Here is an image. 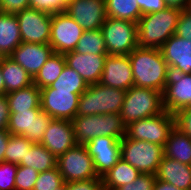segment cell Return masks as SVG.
<instances>
[{"mask_svg": "<svg viewBox=\"0 0 191 190\" xmlns=\"http://www.w3.org/2000/svg\"><path fill=\"white\" fill-rule=\"evenodd\" d=\"M163 111L162 92L132 86L126 91L120 115L127 126L137 120L156 116Z\"/></svg>", "mask_w": 191, "mask_h": 190, "instance_id": "cell-4", "label": "cell"}, {"mask_svg": "<svg viewBox=\"0 0 191 190\" xmlns=\"http://www.w3.org/2000/svg\"><path fill=\"white\" fill-rule=\"evenodd\" d=\"M140 172L120 158L105 175L102 176L104 190H115L122 185L134 182Z\"/></svg>", "mask_w": 191, "mask_h": 190, "instance_id": "cell-27", "label": "cell"}, {"mask_svg": "<svg viewBox=\"0 0 191 190\" xmlns=\"http://www.w3.org/2000/svg\"><path fill=\"white\" fill-rule=\"evenodd\" d=\"M125 94L121 89L91 84L79 97L77 115L120 113Z\"/></svg>", "mask_w": 191, "mask_h": 190, "instance_id": "cell-5", "label": "cell"}, {"mask_svg": "<svg viewBox=\"0 0 191 190\" xmlns=\"http://www.w3.org/2000/svg\"><path fill=\"white\" fill-rule=\"evenodd\" d=\"M107 55L70 51L64 54V58L66 65L77 71L86 83L91 85L100 82Z\"/></svg>", "mask_w": 191, "mask_h": 190, "instance_id": "cell-20", "label": "cell"}, {"mask_svg": "<svg viewBox=\"0 0 191 190\" xmlns=\"http://www.w3.org/2000/svg\"><path fill=\"white\" fill-rule=\"evenodd\" d=\"M120 141L115 137L98 136L84 145L93 158L99 177L105 175L121 158Z\"/></svg>", "mask_w": 191, "mask_h": 190, "instance_id": "cell-15", "label": "cell"}, {"mask_svg": "<svg viewBox=\"0 0 191 190\" xmlns=\"http://www.w3.org/2000/svg\"><path fill=\"white\" fill-rule=\"evenodd\" d=\"M134 86L164 92L170 70L160 49L137 46L129 55Z\"/></svg>", "mask_w": 191, "mask_h": 190, "instance_id": "cell-1", "label": "cell"}, {"mask_svg": "<svg viewBox=\"0 0 191 190\" xmlns=\"http://www.w3.org/2000/svg\"><path fill=\"white\" fill-rule=\"evenodd\" d=\"M30 7L29 0H1L0 2V12L16 14L26 8Z\"/></svg>", "mask_w": 191, "mask_h": 190, "instance_id": "cell-42", "label": "cell"}, {"mask_svg": "<svg viewBox=\"0 0 191 190\" xmlns=\"http://www.w3.org/2000/svg\"><path fill=\"white\" fill-rule=\"evenodd\" d=\"M32 144L33 142L27 140L24 136L10 135L4 153V162L19 165L22 160H25V155L30 150Z\"/></svg>", "mask_w": 191, "mask_h": 190, "instance_id": "cell-33", "label": "cell"}, {"mask_svg": "<svg viewBox=\"0 0 191 190\" xmlns=\"http://www.w3.org/2000/svg\"><path fill=\"white\" fill-rule=\"evenodd\" d=\"M0 65L5 84V94L33 84V78L28 74V72L9 56L3 57Z\"/></svg>", "mask_w": 191, "mask_h": 190, "instance_id": "cell-24", "label": "cell"}, {"mask_svg": "<svg viewBox=\"0 0 191 190\" xmlns=\"http://www.w3.org/2000/svg\"><path fill=\"white\" fill-rule=\"evenodd\" d=\"M162 96L164 110L171 114L191 107V74L170 73Z\"/></svg>", "mask_w": 191, "mask_h": 190, "instance_id": "cell-16", "label": "cell"}, {"mask_svg": "<svg viewBox=\"0 0 191 190\" xmlns=\"http://www.w3.org/2000/svg\"><path fill=\"white\" fill-rule=\"evenodd\" d=\"M181 12V9L167 7L160 12L142 15L137 23L138 46L160 49L175 35Z\"/></svg>", "mask_w": 191, "mask_h": 190, "instance_id": "cell-2", "label": "cell"}, {"mask_svg": "<svg viewBox=\"0 0 191 190\" xmlns=\"http://www.w3.org/2000/svg\"><path fill=\"white\" fill-rule=\"evenodd\" d=\"M3 55L0 53V63H1V61H2V59H3Z\"/></svg>", "mask_w": 191, "mask_h": 190, "instance_id": "cell-52", "label": "cell"}, {"mask_svg": "<svg viewBox=\"0 0 191 190\" xmlns=\"http://www.w3.org/2000/svg\"><path fill=\"white\" fill-rule=\"evenodd\" d=\"M99 83L124 91L134 86L128 55H107Z\"/></svg>", "mask_w": 191, "mask_h": 190, "instance_id": "cell-17", "label": "cell"}, {"mask_svg": "<svg viewBox=\"0 0 191 190\" xmlns=\"http://www.w3.org/2000/svg\"><path fill=\"white\" fill-rule=\"evenodd\" d=\"M88 86L89 85L77 71L65 65L57 80L45 88H53L55 90H64L75 94H82Z\"/></svg>", "mask_w": 191, "mask_h": 190, "instance_id": "cell-31", "label": "cell"}, {"mask_svg": "<svg viewBox=\"0 0 191 190\" xmlns=\"http://www.w3.org/2000/svg\"><path fill=\"white\" fill-rule=\"evenodd\" d=\"M40 143L56 157L65 153L77 144L72 122L52 119Z\"/></svg>", "mask_w": 191, "mask_h": 190, "instance_id": "cell-19", "label": "cell"}, {"mask_svg": "<svg viewBox=\"0 0 191 190\" xmlns=\"http://www.w3.org/2000/svg\"><path fill=\"white\" fill-rule=\"evenodd\" d=\"M74 51L83 54H108L101 29L83 31Z\"/></svg>", "mask_w": 191, "mask_h": 190, "instance_id": "cell-32", "label": "cell"}, {"mask_svg": "<svg viewBox=\"0 0 191 190\" xmlns=\"http://www.w3.org/2000/svg\"><path fill=\"white\" fill-rule=\"evenodd\" d=\"M5 94V84H4V79L1 73V65H0V95Z\"/></svg>", "mask_w": 191, "mask_h": 190, "instance_id": "cell-48", "label": "cell"}, {"mask_svg": "<svg viewBox=\"0 0 191 190\" xmlns=\"http://www.w3.org/2000/svg\"><path fill=\"white\" fill-rule=\"evenodd\" d=\"M10 117L9 105L6 94L0 95V130H7Z\"/></svg>", "mask_w": 191, "mask_h": 190, "instance_id": "cell-44", "label": "cell"}, {"mask_svg": "<svg viewBox=\"0 0 191 190\" xmlns=\"http://www.w3.org/2000/svg\"><path fill=\"white\" fill-rule=\"evenodd\" d=\"M185 11H187L189 14H191V0L188 1Z\"/></svg>", "mask_w": 191, "mask_h": 190, "instance_id": "cell-49", "label": "cell"}, {"mask_svg": "<svg viewBox=\"0 0 191 190\" xmlns=\"http://www.w3.org/2000/svg\"><path fill=\"white\" fill-rule=\"evenodd\" d=\"M174 126V114L164 110L156 116L140 119L127 125L126 136L131 139L165 146Z\"/></svg>", "mask_w": 191, "mask_h": 190, "instance_id": "cell-8", "label": "cell"}, {"mask_svg": "<svg viewBox=\"0 0 191 190\" xmlns=\"http://www.w3.org/2000/svg\"><path fill=\"white\" fill-rule=\"evenodd\" d=\"M189 0H165L167 7L185 10Z\"/></svg>", "mask_w": 191, "mask_h": 190, "instance_id": "cell-46", "label": "cell"}, {"mask_svg": "<svg viewBox=\"0 0 191 190\" xmlns=\"http://www.w3.org/2000/svg\"><path fill=\"white\" fill-rule=\"evenodd\" d=\"M175 35L191 40V14L182 10L176 26Z\"/></svg>", "mask_w": 191, "mask_h": 190, "instance_id": "cell-41", "label": "cell"}, {"mask_svg": "<svg viewBox=\"0 0 191 190\" xmlns=\"http://www.w3.org/2000/svg\"><path fill=\"white\" fill-rule=\"evenodd\" d=\"M65 12L84 31L100 29L107 18L105 0H71Z\"/></svg>", "mask_w": 191, "mask_h": 190, "instance_id": "cell-14", "label": "cell"}, {"mask_svg": "<svg viewBox=\"0 0 191 190\" xmlns=\"http://www.w3.org/2000/svg\"><path fill=\"white\" fill-rule=\"evenodd\" d=\"M107 17L138 23L142 16L139 0H105Z\"/></svg>", "mask_w": 191, "mask_h": 190, "instance_id": "cell-30", "label": "cell"}, {"mask_svg": "<svg viewBox=\"0 0 191 190\" xmlns=\"http://www.w3.org/2000/svg\"><path fill=\"white\" fill-rule=\"evenodd\" d=\"M53 53L54 50L49 44L21 42L9 57L34 78Z\"/></svg>", "mask_w": 191, "mask_h": 190, "instance_id": "cell-21", "label": "cell"}, {"mask_svg": "<svg viewBox=\"0 0 191 190\" xmlns=\"http://www.w3.org/2000/svg\"><path fill=\"white\" fill-rule=\"evenodd\" d=\"M156 181L154 174L138 175L134 182L120 186L115 190H153Z\"/></svg>", "mask_w": 191, "mask_h": 190, "instance_id": "cell-37", "label": "cell"}, {"mask_svg": "<svg viewBox=\"0 0 191 190\" xmlns=\"http://www.w3.org/2000/svg\"><path fill=\"white\" fill-rule=\"evenodd\" d=\"M57 167L65 183L102 178L96 173L93 158L84 145L76 144L57 157Z\"/></svg>", "mask_w": 191, "mask_h": 190, "instance_id": "cell-9", "label": "cell"}, {"mask_svg": "<svg viewBox=\"0 0 191 190\" xmlns=\"http://www.w3.org/2000/svg\"><path fill=\"white\" fill-rule=\"evenodd\" d=\"M52 118L41 109L10 113L7 130L11 135L24 136L33 143H40Z\"/></svg>", "mask_w": 191, "mask_h": 190, "instance_id": "cell-10", "label": "cell"}, {"mask_svg": "<svg viewBox=\"0 0 191 190\" xmlns=\"http://www.w3.org/2000/svg\"><path fill=\"white\" fill-rule=\"evenodd\" d=\"M19 165L31 167L40 173L57 167V157L41 143H33Z\"/></svg>", "mask_w": 191, "mask_h": 190, "instance_id": "cell-28", "label": "cell"}, {"mask_svg": "<svg viewBox=\"0 0 191 190\" xmlns=\"http://www.w3.org/2000/svg\"><path fill=\"white\" fill-rule=\"evenodd\" d=\"M160 51L170 73L191 74V40L172 35Z\"/></svg>", "mask_w": 191, "mask_h": 190, "instance_id": "cell-18", "label": "cell"}, {"mask_svg": "<svg viewBox=\"0 0 191 190\" xmlns=\"http://www.w3.org/2000/svg\"><path fill=\"white\" fill-rule=\"evenodd\" d=\"M121 158L142 174H156L164 156V146L125 136L120 141Z\"/></svg>", "mask_w": 191, "mask_h": 190, "instance_id": "cell-6", "label": "cell"}, {"mask_svg": "<svg viewBox=\"0 0 191 190\" xmlns=\"http://www.w3.org/2000/svg\"><path fill=\"white\" fill-rule=\"evenodd\" d=\"M10 113L41 109L40 89L33 83L27 87L6 94Z\"/></svg>", "mask_w": 191, "mask_h": 190, "instance_id": "cell-26", "label": "cell"}, {"mask_svg": "<svg viewBox=\"0 0 191 190\" xmlns=\"http://www.w3.org/2000/svg\"><path fill=\"white\" fill-rule=\"evenodd\" d=\"M55 190H67L66 189V183L64 182L59 188H57Z\"/></svg>", "mask_w": 191, "mask_h": 190, "instance_id": "cell-50", "label": "cell"}, {"mask_svg": "<svg viewBox=\"0 0 191 190\" xmlns=\"http://www.w3.org/2000/svg\"><path fill=\"white\" fill-rule=\"evenodd\" d=\"M164 156L191 165V138L174 126L166 140Z\"/></svg>", "mask_w": 191, "mask_h": 190, "instance_id": "cell-25", "label": "cell"}, {"mask_svg": "<svg viewBox=\"0 0 191 190\" xmlns=\"http://www.w3.org/2000/svg\"><path fill=\"white\" fill-rule=\"evenodd\" d=\"M29 1H30V8H34L39 11L47 12L49 14L65 12V6L60 2V0H29Z\"/></svg>", "mask_w": 191, "mask_h": 190, "instance_id": "cell-39", "label": "cell"}, {"mask_svg": "<svg viewBox=\"0 0 191 190\" xmlns=\"http://www.w3.org/2000/svg\"><path fill=\"white\" fill-rule=\"evenodd\" d=\"M83 31L66 12L52 14L49 45L55 53L65 54L74 51Z\"/></svg>", "mask_w": 191, "mask_h": 190, "instance_id": "cell-12", "label": "cell"}, {"mask_svg": "<svg viewBox=\"0 0 191 190\" xmlns=\"http://www.w3.org/2000/svg\"><path fill=\"white\" fill-rule=\"evenodd\" d=\"M15 15L19 23L22 42L49 44L52 14L29 7Z\"/></svg>", "mask_w": 191, "mask_h": 190, "instance_id": "cell-11", "label": "cell"}, {"mask_svg": "<svg viewBox=\"0 0 191 190\" xmlns=\"http://www.w3.org/2000/svg\"><path fill=\"white\" fill-rule=\"evenodd\" d=\"M139 8L142 15L165 10L167 5L165 0H139Z\"/></svg>", "mask_w": 191, "mask_h": 190, "instance_id": "cell-43", "label": "cell"}, {"mask_svg": "<svg viewBox=\"0 0 191 190\" xmlns=\"http://www.w3.org/2000/svg\"><path fill=\"white\" fill-rule=\"evenodd\" d=\"M22 42L17 16L0 12V53L8 57Z\"/></svg>", "mask_w": 191, "mask_h": 190, "instance_id": "cell-23", "label": "cell"}, {"mask_svg": "<svg viewBox=\"0 0 191 190\" xmlns=\"http://www.w3.org/2000/svg\"><path fill=\"white\" fill-rule=\"evenodd\" d=\"M8 130H0V163L4 162V153L10 137Z\"/></svg>", "mask_w": 191, "mask_h": 190, "instance_id": "cell-45", "label": "cell"}, {"mask_svg": "<svg viewBox=\"0 0 191 190\" xmlns=\"http://www.w3.org/2000/svg\"><path fill=\"white\" fill-rule=\"evenodd\" d=\"M39 172L31 167L18 165L15 177V190H33Z\"/></svg>", "mask_w": 191, "mask_h": 190, "instance_id": "cell-35", "label": "cell"}, {"mask_svg": "<svg viewBox=\"0 0 191 190\" xmlns=\"http://www.w3.org/2000/svg\"><path fill=\"white\" fill-rule=\"evenodd\" d=\"M64 183L58 167L40 172L33 190H55Z\"/></svg>", "mask_w": 191, "mask_h": 190, "instance_id": "cell-34", "label": "cell"}, {"mask_svg": "<svg viewBox=\"0 0 191 190\" xmlns=\"http://www.w3.org/2000/svg\"><path fill=\"white\" fill-rule=\"evenodd\" d=\"M65 65L64 54L54 52L33 78V83L39 89L50 86L57 80Z\"/></svg>", "mask_w": 191, "mask_h": 190, "instance_id": "cell-29", "label": "cell"}, {"mask_svg": "<svg viewBox=\"0 0 191 190\" xmlns=\"http://www.w3.org/2000/svg\"><path fill=\"white\" fill-rule=\"evenodd\" d=\"M175 127L191 138V107H186L174 113Z\"/></svg>", "mask_w": 191, "mask_h": 190, "instance_id": "cell-38", "label": "cell"}, {"mask_svg": "<svg viewBox=\"0 0 191 190\" xmlns=\"http://www.w3.org/2000/svg\"><path fill=\"white\" fill-rule=\"evenodd\" d=\"M100 29L108 55H129L138 46L136 22L107 17Z\"/></svg>", "mask_w": 191, "mask_h": 190, "instance_id": "cell-7", "label": "cell"}, {"mask_svg": "<svg viewBox=\"0 0 191 190\" xmlns=\"http://www.w3.org/2000/svg\"><path fill=\"white\" fill-rule=\"evenodd\" d=\"M67 190H104L102 178L66 183Z\"/></svg>", "mask_w": 191, "mask_h": 190, "instance_id": "cell-40", "label": "cell"}, {"mask_svg": "<svg viewBox=\"0 0 191 190\" xmlns=\"http://www.w3.org/2000/svg\"><path fill=\"white\" fill-rule=\"evenodd\" d=\"M155 176L180 190H191V165L163 156Z\"/></svg>", "mask_w": 191, "mask_h": 190, "instance_id": "cell-22", "label": "cell"}, {"mask_svg": "<svg viewBox=\"0 0 191 190\" xmlns=\"http://www.w3.org/2000/svg\"><path fill=\"white\" fill-rule=\"evenodd\" d=\"M81 94L53 88L40 89V107L52 119L72 121L77 116L79 97Z\"/></svg>", "mask_w": 191, "mask_h": 190, "instance_id": "cell-13", "label": "cell"}, {"mask_svg": "<svg viewBox=\"0 0 191 190\" xmlns=\"http://www.w3.org/2000/svg\"><path fill=\"white\" fill-rule=\"evenodd\" d=\"M153 190H180L172 184L156 179Z\"/></svg>", "mask_w": 191, "mask_h": 190, "instance_id": "cell-47", "label": "cell"}, {"mask_svg": "<svg viewBox=\"0 0 191 190\" xmlns=\"http://www.w3.org/2000/svg\"><path fill=\"white\" fill-rule=\"evenodd\" d=\"M17 167V164L9 162L0 163V190H15Z\"/></svg>", "mask_w": 191, "mask_h": 190, "instance_id": "cell-36", "label": "cell"}, {"mask_svg": "<svg viewBox=\"0 0 191 190\" xmlns=\"http://www.w3.org/2000/svg\"><path fill=\"white\" fill-rule=\"evenodd\" d=\"M71 0H60V2L66 7Z\"/></svg>", "mask_w": 191, "mask_h": 190, "instance_id": "cell-51", "label": "cell"}, {"mask_svg": "<svg viewBox=\"0 0 191 190\" xmlns=\"http://www.w3.org/2000/svg\"><path fill=\"white\" fill-rule=\"evenodd\" d=\"M71 122L77 144L85 145L98 136L115 137L118 140L126 136L127 126L120 113L77 115Z\"/></svg>", "mask_w": 191, "mask_h": 190, "instance_id": "cell-3", "label": "cell"}]
</instances>
